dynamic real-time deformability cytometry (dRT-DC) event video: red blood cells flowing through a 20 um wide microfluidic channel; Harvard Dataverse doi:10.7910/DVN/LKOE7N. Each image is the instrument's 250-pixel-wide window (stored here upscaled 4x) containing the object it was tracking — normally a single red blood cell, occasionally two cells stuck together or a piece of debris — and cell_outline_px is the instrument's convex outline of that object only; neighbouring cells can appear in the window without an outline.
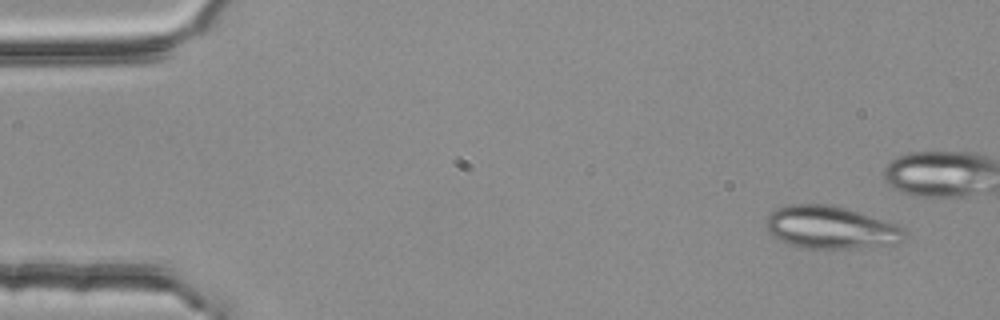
{"species": "common noctule bat (a hibernating species)", "species_latin": "Nyctalus noctula", "temperature_condition": "room temperature", "stored_images_in_passage": 5, "camera_frame_rate_fps": 3000, "um_per_image_px": 0.085, "animal": {"sex": "female", "body_mass_g": 25.1}, "frame": {"image": 1, "passage_image": 1, "time_ms": 0.0, "image_size_px": [1000, 320], "cell_outline_px": [[908, 236], [904, 240], [892, 244], [848, 248], [804, 248], [788, 244], [772, 236], [764, 228], [764, 220], [776, 208], [784, 204], [832, 204], [896, 224], [904, 228]], "centroid_in_image_um": [70.56, 19.32], "position_along_channel_um": 14.4, "area_um2": 34.56}}